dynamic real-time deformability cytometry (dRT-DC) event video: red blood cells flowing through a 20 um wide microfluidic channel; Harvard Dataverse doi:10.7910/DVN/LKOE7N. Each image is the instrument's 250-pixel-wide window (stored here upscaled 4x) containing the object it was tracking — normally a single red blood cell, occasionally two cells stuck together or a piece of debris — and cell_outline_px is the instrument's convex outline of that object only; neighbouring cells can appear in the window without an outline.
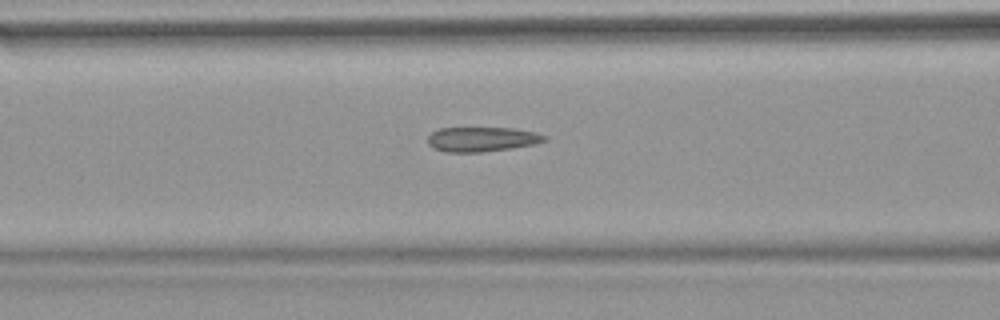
{"species": "common noctule bat (a hibernating species)", "species_latin": "Nyctalus noctula", "temperature_condition": "warm", "stored_images_in_passage": 47, "camera_frame_rate_fps": 3000, "um_per_image_px": 0.085, "animal": {"sex": "female", "body_mass_g": 18.4}, "frame": {"image": 1, "passage_image": 22, "time_ms": 7.0, "image_size_px": [1000, 320], "cell_outline_px": [[548, 140], [536, 144], [512, 148], [480, 152], [448, 152], [432, 148], [428, 144], [428, 136], [432, 132], [440, 128], [516, 128], [536, 132], [548, 136]], "centroid_in_image_um": [41.01, 11.83], "position_along_channel_um": 125.6, "area_um2": 16.94}}
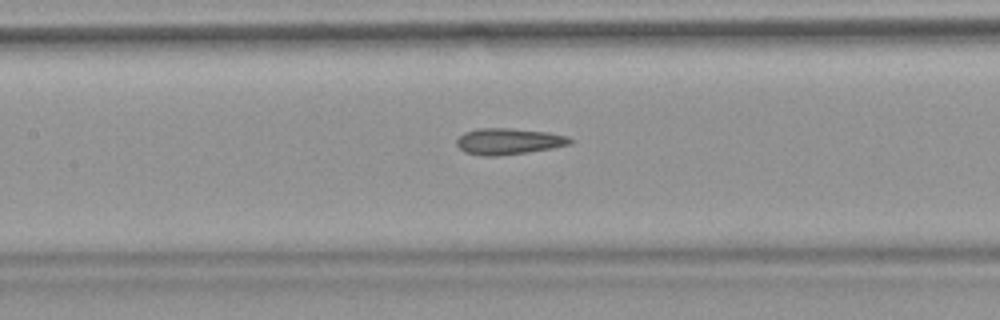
{"frame": {"image": 2, "passage_image": 25, "time_ms": 8.0, "image_size_px": [1000, 320], "cell_outline_px": [[576, 140], [572, 144], [552, 148], [528, 152], [496, 156], [480, 156], [464, 152], [456, 144], [456, 140], [464, 132], [480, 128], [512, 128], [548, 132], [568, 136]], "centroid_in_image_um": [43.26, 12.01], "position_along_channel_um": 164.1, "area_um2": 17.57}}
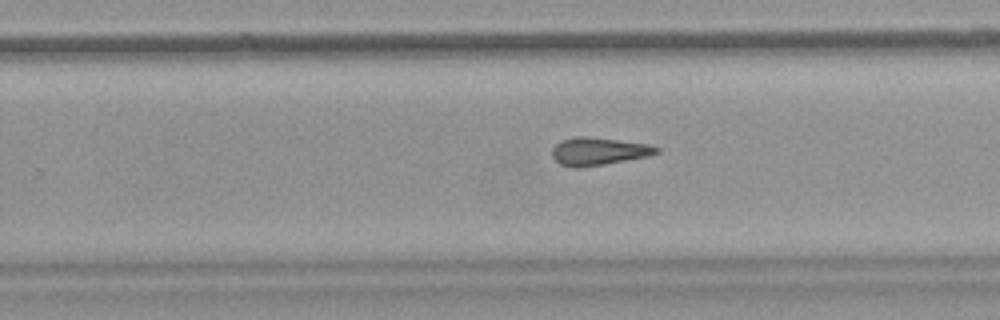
{"frame": {"image": 3, "passage_image": 34, "time_ms": 11.0, "image_size_px": [1000, 320], "cell_outline_px": [[660, 152], [652, 156], [604, 164], [576, 168], [572, 168], [560, 164], [552, 156], [552, 148], [560, 140], [576, 136], [588, 136], [648, 144], [660, 148]], "centroid_in_image_um": [50.89, 12.86], "position_along_channel_um": 278.9, "area_um2": 17.05}, "authors_computed_cell_mechanics": {"area_um2": 17.3978, "velocity_mm_per_s": 3.8389, "shape_relaxation_time_tau1_ms": null, "shape_relaxation_time_tau2_ms": 5.0805, "deformation_change_tau1": null, "deformation_change_tau2": 0.149}}